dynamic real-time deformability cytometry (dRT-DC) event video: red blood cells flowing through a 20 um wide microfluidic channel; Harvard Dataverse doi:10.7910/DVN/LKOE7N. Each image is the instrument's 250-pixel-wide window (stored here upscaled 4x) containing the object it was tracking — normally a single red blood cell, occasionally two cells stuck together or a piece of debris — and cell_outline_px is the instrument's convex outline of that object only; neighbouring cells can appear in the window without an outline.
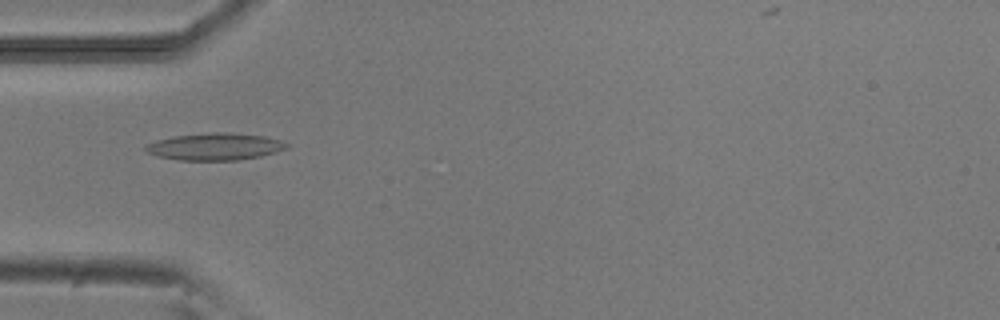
{"species": "common noctule bat (a hibernating species)", "species_latin": "Nyctalus noctula", "temperature_condition": "room temperature", "stored_images_in_passage": 7, "camera_frame_rate_fps": 3000, "um_per_image_px": 0.085, "animal": {"sex": "male", "body_mass_g": 20.5, "forearm_length_mm": 52.5}, "frame": {"image": 1, "passage_image": 1, "time_ms": 0.0, "image_size_px": [1000, 320], "cell_outline_px": [[292, 144], [288, 148], [276, 152], [260, 156], [236, 160], [180, 160], [156, 156], [148, 152], [144, 148], [144, 144], [156, 140], [172, 136], [212, 132], [220, 132], [264, 136], [280, 140]], "centroid_in_image_um": [18.26, 12.46], "position_along_channel_um": 66.7, "area_um2": 22.31}}
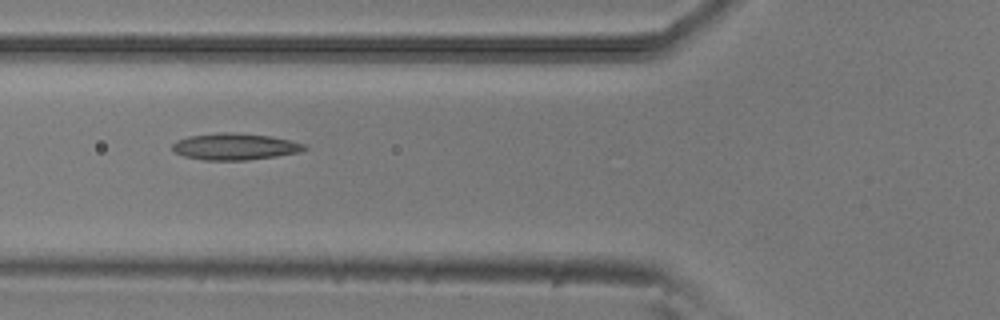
{"frame": {"image": 2, "passage_image": 4, "time_ms": 1.0, "image_size_px": [1000, 320], "cell_outline_px": [[308, 148], [300, 152], [276, 156], [248, 160], [204, 160], [184, 156], [176, 152], [172, 148], [172, 144], [176, 140], [188, 136], [220, 132], [232, 132], [272, 136], [304, 144]], "centroid_in_image_um": [19.95, 12.45], "position_along_channel_um": 105.8, "area_um2": 20.46}}